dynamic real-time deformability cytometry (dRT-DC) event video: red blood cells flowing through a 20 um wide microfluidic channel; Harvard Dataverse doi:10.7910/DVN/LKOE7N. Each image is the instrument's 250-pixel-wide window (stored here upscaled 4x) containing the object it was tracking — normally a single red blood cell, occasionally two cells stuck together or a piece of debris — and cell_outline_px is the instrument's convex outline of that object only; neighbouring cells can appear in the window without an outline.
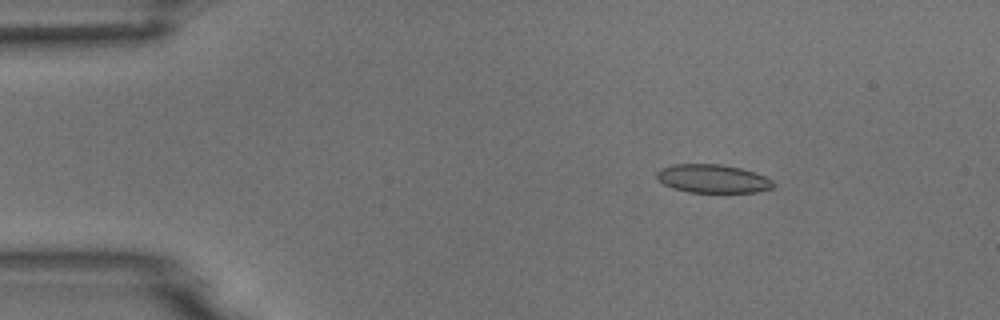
{"species": "common noctule bat (a hibernating species)", "species_latin": "Nyctalus noctula", "temperature_condition": "room temperature", "stored_images_in_passage": 5, "camera_frame_rate_fps": 3000, "um_per_image_px": 0.085, "animal": {"sex": "male", "body_mass_g": 18.8}, "frame": {"image": 1, "passage_image": 3, "time_ms": 2.333, "image_size_px": [1000, 320], "cell_outline_px": [[776, 184], [772, 188], [756, 192], [688, 192], [672, 188], [664, 184], [656, 176], [656, 172], [660, 168], [672, 164], [720, 164], [740, 168], [756, 172], [772, 180]], "centroid_in_image_um": [60.58, 15.18], "position_along_channel_um": 24.4, "area_um2": 19.36}}